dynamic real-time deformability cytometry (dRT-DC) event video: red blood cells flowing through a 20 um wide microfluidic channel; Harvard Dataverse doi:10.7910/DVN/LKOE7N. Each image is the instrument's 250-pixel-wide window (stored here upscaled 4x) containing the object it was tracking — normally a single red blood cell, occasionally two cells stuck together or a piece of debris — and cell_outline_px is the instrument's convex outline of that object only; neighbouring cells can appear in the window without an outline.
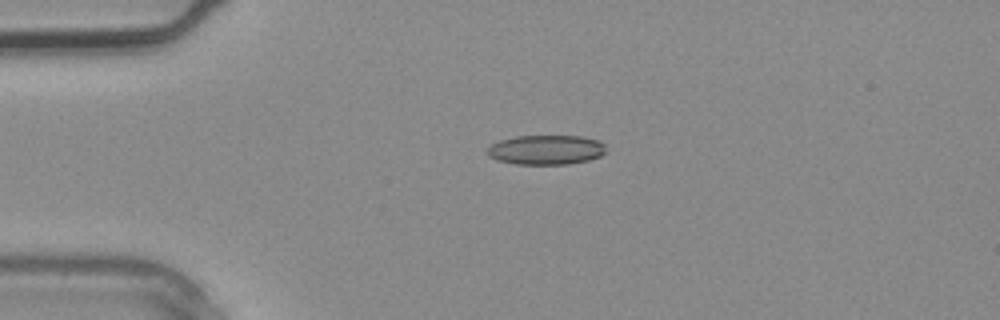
{"species": "common noctule bat (a hibernating species)", "species_latin": "Nyctalus noctula", "temperature_condition": "warm", "stored_images_in_passage": 2, "camera_frame_rate_fps": 3000, "um_per_image_px": 0.085, "animal": {"sex": "male", "body_mass_g": 20.4}, "frame": {"image": 1, "passage_image": 1, "time_ms": 0.0, "image_size_px": [1000, 320], "cell_outline_px": [[608, 152], [600, 156], [588, 160], [568, 164], [516, 164], [496, 160], [488, 156], [488, 148], [492, 144], [500, 140], [516, 136], [580, 136], [600, 140], [604, 144]], "centroid_in_image_um": [46.45, 12.73], "position_along_channel_um": 38.6, "area_um2": 20.58}}